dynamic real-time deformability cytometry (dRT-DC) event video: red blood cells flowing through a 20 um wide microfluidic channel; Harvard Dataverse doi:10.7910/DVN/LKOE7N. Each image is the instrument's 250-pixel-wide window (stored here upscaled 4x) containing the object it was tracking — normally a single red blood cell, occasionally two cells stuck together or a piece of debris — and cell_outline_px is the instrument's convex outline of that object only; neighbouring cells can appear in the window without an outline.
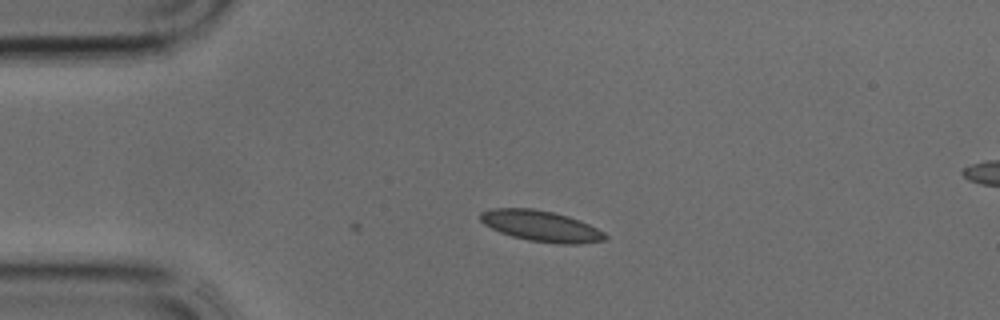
{"species": "common noctule bat (a hibernating species)", "species_latin": "Nyctalus noctula", "temperature_condition": "cold", "stored_images_in_passage": 5, "camera_frame_rate_fps": 3000, "um_per_image_px": 0.085, "animal": {"sex": "male", "body_mass_g": 17.9, "forearm_length_mm": 54.2}, "frame": {"image": 1, "passage_image": 1, "time_ms": 0.0, "image_size_px": [1000, 320], "cell_outline_px": [[608, 236], [604, 240], [576, 244], [560, 244], [528, 240], [512, 236], [500, 232], [484, 224], [480, 220], [480, 212], [492, 208], [532, 208], [552, 212], [568, 216], [580, 220], [604, 232]], "centroid_in_image_um": [45.97, 19.21], "position_along_channel_um": 39.0, "area_um2": 22.31}}